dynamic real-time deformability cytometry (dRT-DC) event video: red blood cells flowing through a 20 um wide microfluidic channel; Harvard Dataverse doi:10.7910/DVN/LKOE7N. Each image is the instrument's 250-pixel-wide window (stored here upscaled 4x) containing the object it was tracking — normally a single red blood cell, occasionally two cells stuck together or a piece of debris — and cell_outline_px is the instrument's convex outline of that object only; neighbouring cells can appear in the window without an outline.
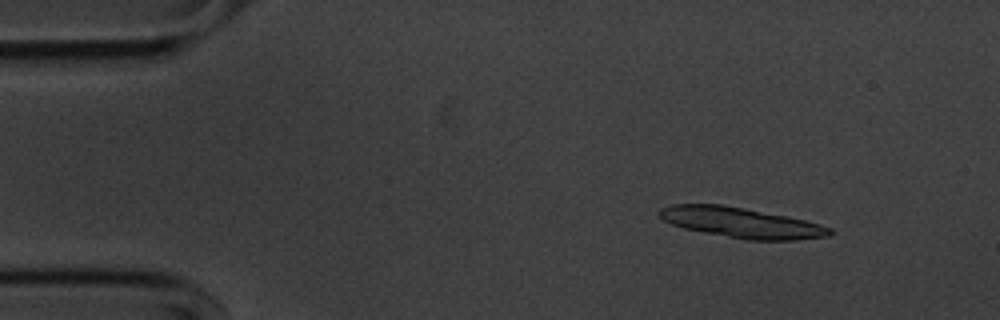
{"species": "common noctule bat (a hibernating species)", "species_latin": "Nyctalus noctula", "temperature_condition": "cold", "stored_images_in_passage": 55, "segment_of_instrument_passage": [1, 2], "camera_frame_rate_fps": 3000, "um_per_image_px": 0.085, "animal": {"sex": "male", "body_mass_g": 20.1, "forearm_length_mm": 53.5}, "frame": {"image": 1, "passage_image": 6, "time_ms": 1.667, "image_size_px": [1000, 320], "cell_outline_px": [[832, 232], [828, 236], [796, 240], [744, 240], [684, 228], [672, 224], [664, 220], [656, 212], [660, 208], [672, 204], [724, 204], [788, 216], [820, 224], [832, 228]], "centroid_in_image_um": [63.0, 18.92], "position_along_channel_um": 22.0, "area_um2": 30.17}}